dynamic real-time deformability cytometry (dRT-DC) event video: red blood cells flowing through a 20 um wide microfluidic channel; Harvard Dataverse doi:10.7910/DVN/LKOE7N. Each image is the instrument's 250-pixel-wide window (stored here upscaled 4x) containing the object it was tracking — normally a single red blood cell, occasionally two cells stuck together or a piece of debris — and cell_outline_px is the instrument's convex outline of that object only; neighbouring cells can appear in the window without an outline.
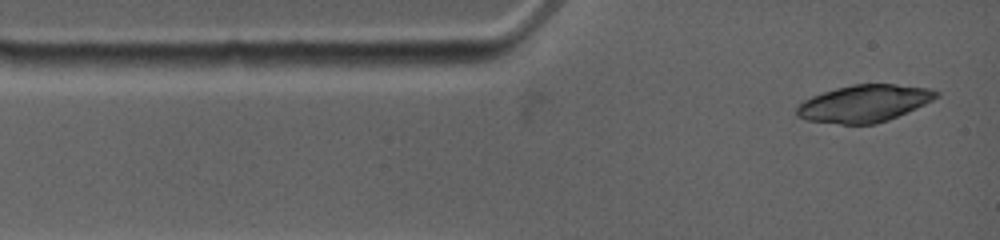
{"species": "common noctule bat (a hibernating species)", "species_latin": "Nyctalus noctula", "temperature_condition": "warm", "stored_images_in_passage": 2, "camera_frame_rate_fps": 4500, "um_per_image_px": 0.085, "animal": {"sex": "female", "body_mass_g": 19.0, "forearm_length_mm": 53.3}, "frame": {"image": 1, "passage_image": 1, "time_ms": 0.0, "image_size_px": [1000, 240], "cell_outline_px": [[940, 96], [916, 108], [888, 120], [876, 124], [840, 124], [808, 120], [796, 116], [796, 108], [804, 100], [812, 96], [836, 88], [852, 84], [896, 84], [928, 88], [940, 92]], "centroid_in_image_um": [73.46, 8.79], "position_along_channel_um": 11.5, "area_um2": 30.06}}